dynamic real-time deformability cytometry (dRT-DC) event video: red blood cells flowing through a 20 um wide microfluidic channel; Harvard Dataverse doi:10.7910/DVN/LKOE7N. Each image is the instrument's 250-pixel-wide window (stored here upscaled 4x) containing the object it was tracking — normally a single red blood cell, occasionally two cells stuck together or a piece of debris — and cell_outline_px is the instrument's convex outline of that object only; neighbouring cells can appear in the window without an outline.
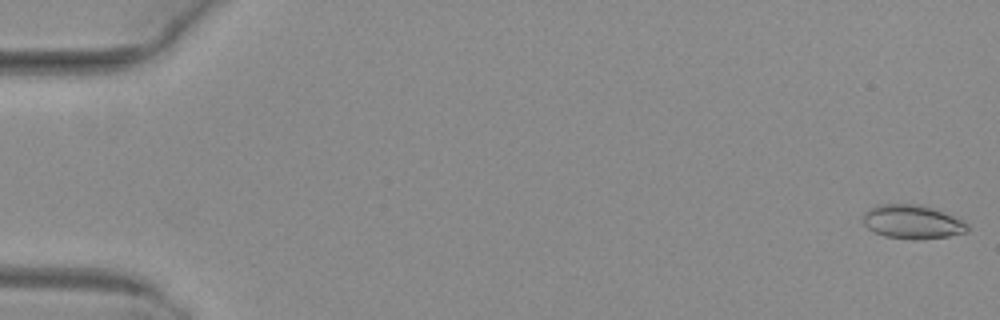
{"species": "common noctule bat (a hibernating species)", "species_latin": "Nyctalus noctula", "temperature_condition": "warm", "stored_images_in_passage": 52, "camera_frame_rate_fps": 3000, "um_per_image_px": 0.085, "animal": {"sex": "female", "body_mass_g": 29.2, "forearm_length_mm": 56.3}, "frame": {"image": 1, "passage_image": 1, "time_ms": 0.0, "image_size_px": [1000, 320], "cell_outline_px": [[968, 232], [948, 236], [884, 236], [868, 228], [864, 224], [864, 212], [876, 204], [916, 204], [932, 208], [952, 216], [968, 224]], "centroid_in_image_um": [77.51, 18.8], "position_along_channel_um": 7.5, "area_um2": 19.42}}
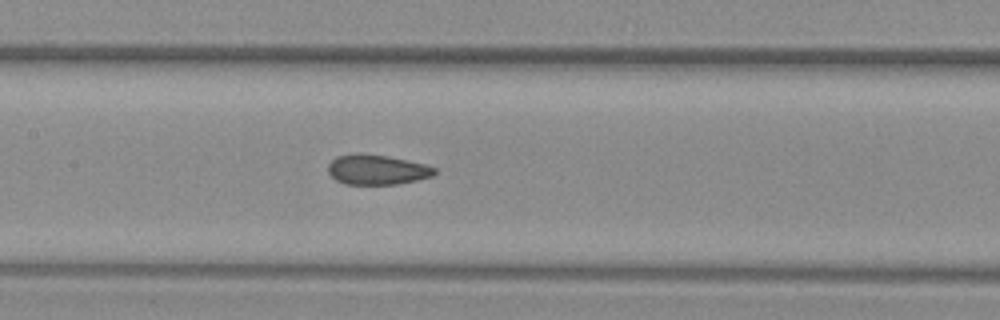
{"frame": {"image": 2, "passage_image": 26, "time_ms": 8.333, "image_size_px": [1000, 320], "cell_outline_px": [[436, 172], [432, 176], [416, 180], [396, 184], [344, 184], [336, 180], [328, 172], [328, 164], [336, 156], [360, 152], [388, 156], [424, 164], [436, 168]], "centroid_in_image_um": [32.01, 14.41], "position_along_channel_um": 175.4, "area_um2": 18.61}}
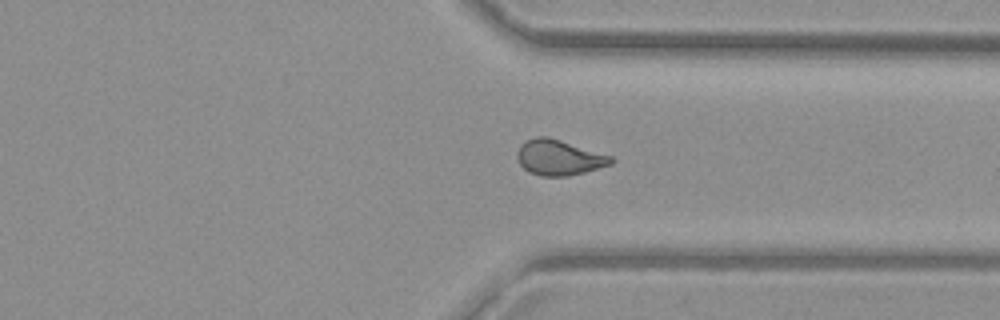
{"frame": {"image": 3, "passage_image": 40, "time_ms": 13.0, "image_size_px": [1000, 320], "cell_outline_px": [[616, 160], [612, 164], [584, 172], [568, 176], [540, 176], [528, 172], [520, 164], [516, 156], [516, 152], [520, 144], [536, 136], [548, 136], [612, 156]], "centroid_in_image_um": [47.5, 13.39], "position_along_channel_um": 363.9, "area_um2": 19.48}, "authors_computed_cell_mechanics": {"area_um2": 19.4786, "velocity_mm_per_s": 4.0445, "shape_relaxation_time_tau1_ms": null, "shape_relaxation_time_tau2_ms": 1.1749, "deformation_change_tau1": null, "deformation_change_tau2": 0.0669}}